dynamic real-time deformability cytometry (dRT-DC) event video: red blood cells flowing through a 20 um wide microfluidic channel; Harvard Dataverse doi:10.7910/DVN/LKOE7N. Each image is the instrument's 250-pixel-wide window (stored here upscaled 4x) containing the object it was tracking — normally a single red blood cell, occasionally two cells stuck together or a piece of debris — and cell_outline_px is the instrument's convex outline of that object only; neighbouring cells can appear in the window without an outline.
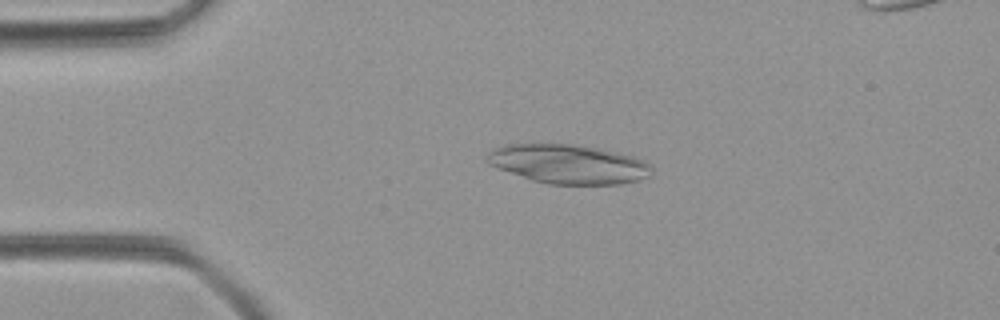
{"species": "common noctule bat (a hibernating species)", "species_latin": "Nyctalus noctula", "temperature_condition": "room temperature", "stored_images_in_passage": 49, "camera_frame_rate_fps": 3000, "um_per_image_px": 0.085, "animal": {"sex": "female", "body_mass_g": 21.9}, "frame": {"image": 1, "passage_image": 10, "time_ms": 3.0, "image_size_px": [1000, 320], "cell_outline_px": [[652, 172], [648, 176], [636, 180], [620, 184], [548, 184], [532, 180], [500, 168], [492, 164], [488, 160], [488, 152], [492, 148], [504, 144], [572, 144], [596, 148], [632, 156], [648, 164], [652, 168]], "centroid_in_image_um": [48.3, 13.94], "position_along_channel_um": 36.7, "area_um2": 36.88}}
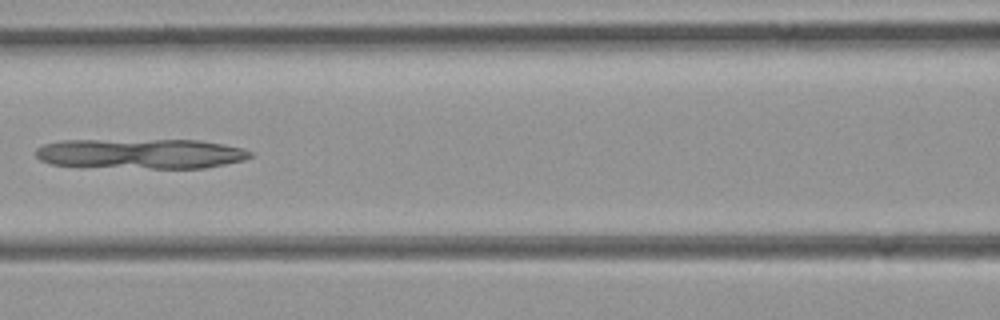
{"frame": {"image": 2, "passage_image": 21, "time_ms": 6.667, "image_size_px": [1000, 320], "cell_outline_px": [[252, 156], [244, 160], [204, 168], [152, 168], [52, 164], [40, 160], [36, 156], [36, 148], [44, 144], [60, 140], [200, 140], [244, 148], [252, 152]], "centroid_in_image_um": [12.0, 13.05], "position_along_channel_um": 154.6, "area_um2": 37.28}}
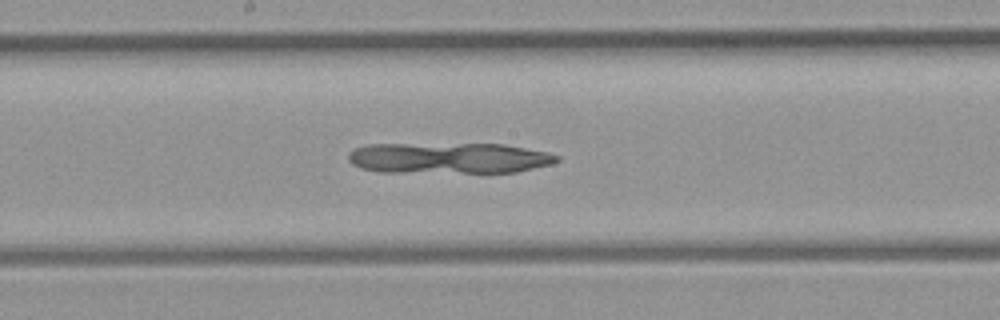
{"frame": {"image": 3, "passage_image": 25, "time_ms": 8.0, "image_size_px": [1000, 320], "cell_outline_px": [[560, 160], [552, 164], [516, 172], [380, 172], [360, 168], [352, 164], [348, 160], [348, 152], [356, 148], [368, 144], [504, 144], [548, 152], [560, 156]], "centroid_in_image_um": [38.15, 13.43], "position_along_channel_um": 210.1, "area_um2": 37.69}}